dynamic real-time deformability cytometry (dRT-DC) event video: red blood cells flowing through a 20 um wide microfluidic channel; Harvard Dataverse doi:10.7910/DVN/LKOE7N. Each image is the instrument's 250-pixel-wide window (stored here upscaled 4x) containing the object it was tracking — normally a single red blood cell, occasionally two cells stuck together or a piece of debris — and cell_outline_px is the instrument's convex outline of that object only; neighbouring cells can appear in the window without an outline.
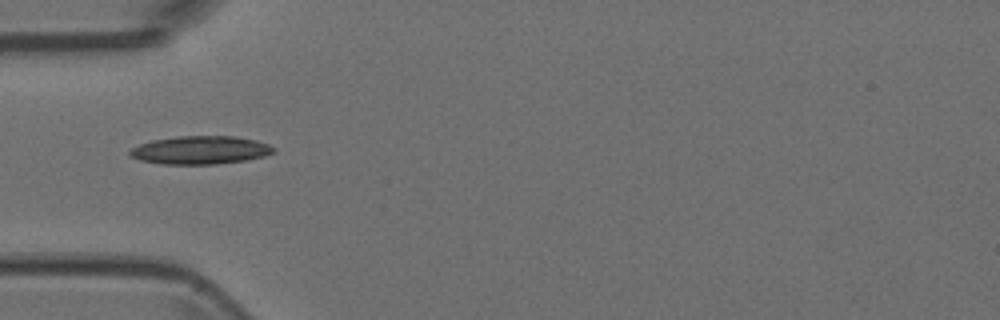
{"species": "Egyptian fruit bat (a non-hibernating species)", "species_latin": "Rousettus aegyptiacus", "temperature_condition": "room temperature", "stored_images_in_passage": 7, "camera_frame_rate_fps": 3000, "um_per_image_px": 0.085, "animal": {"sex": "female"}, "frame": {"image": 1, "passage_image": 3, "time_ms": 0.667, "image_size_px": [1000, 320], "cell_outline_px": [[276, 152], [264, 156], [244, 160], [216, 164], [164, 164], [140, 160], [132, 156], [128, 152], [132, 148], [140, 144], [152, 140], [180, 136], [232, 136], [256, 140], [268, 144], [276, 148]], "centroid_in_image_um": [17.06, 12.75], "position_along_channel_um": 67.9, "area_um2": 23.47}}
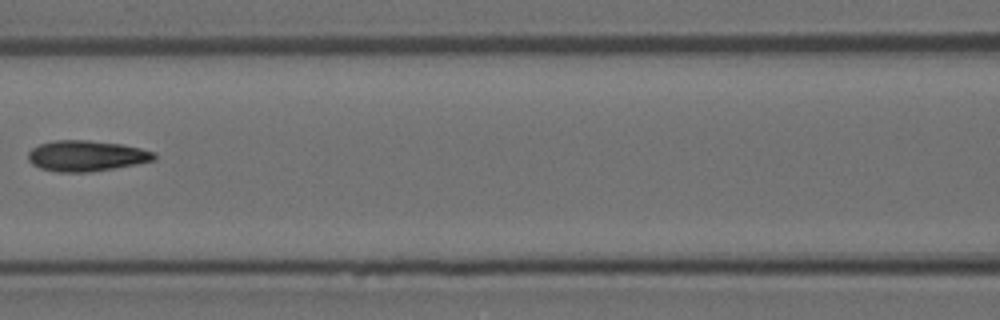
{"frame": {"image": 2, "passage_image": 5, "time_ms": 1.333, "image_size_px": [1000, 320], "cell_outline_px": [[156, 160], [136, 164], [88, 172], [56, 172], [40, 168], [32, 164], [28, 160], [28, 152], [32, 148], [40, 144], [56, 140], [88, 140], [120, 144], [140, 148], [156, 152]], "centroid_in_image_um": [7.34, 13.25], "position_along_channel_um": 159.3, "area_um2": 22.54}}
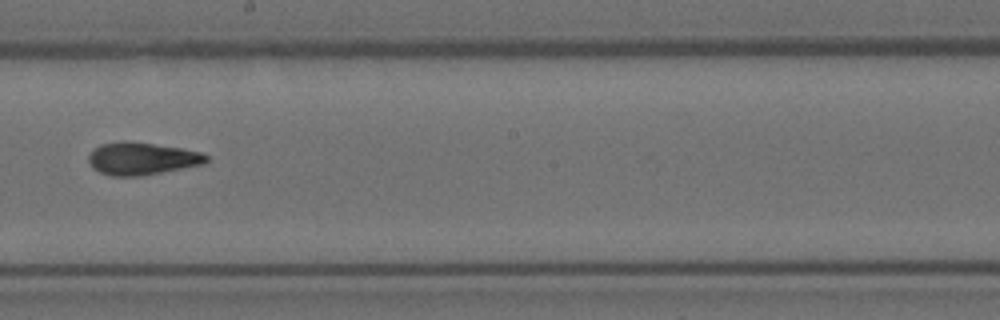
{"frame": {"image": 3, "passage_image": 7, "time_ms": 2.0, "image_size_px": [1000, 320], "cell_outline_px": [[208, 160], [204, 164], [140, 176], [112, 176], [100, 172], [92, 168], [88, 160], [88, 156], [100, 144], [124, 140], [128, 140], [184, 148], [200, 152], [208, 156]], "centroid_in_image_um": [12.06, 13.47], "position_along_channel_um": 236.1, "area_um2": 22.37}}